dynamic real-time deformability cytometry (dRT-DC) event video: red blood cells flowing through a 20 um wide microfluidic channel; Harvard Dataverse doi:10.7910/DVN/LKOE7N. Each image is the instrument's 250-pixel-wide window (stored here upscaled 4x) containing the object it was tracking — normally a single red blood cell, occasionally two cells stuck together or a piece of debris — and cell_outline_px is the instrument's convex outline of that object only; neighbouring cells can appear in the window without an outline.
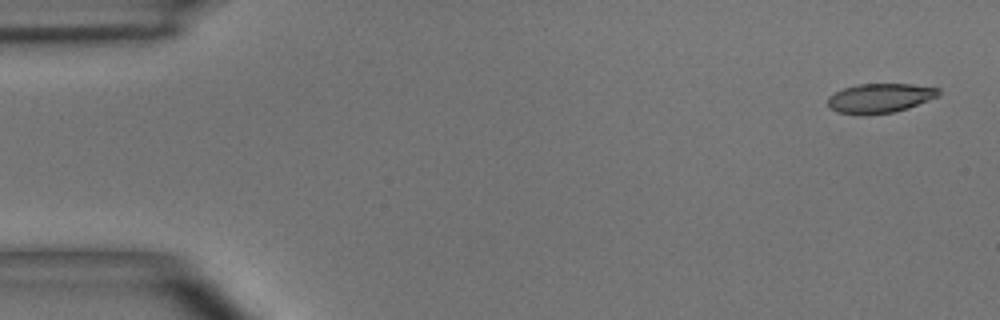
{"species": "common noctule bat (a hibernating species)", "species_latin": "Nyctalus noctula", "temperature_condition": "room temperature", "stored_images_in_passage": 5, "camera_frame_rate_fps": 3000, "um_per_image_px": 0.085, "animal": {"sex": "male", "body_mass_g": 15.6}, "frame": {"image": 1, "passage_image": 1, "time_ms": 0.0, "image_size_px": [1000, 320], "cell_outline_px": [[940, 96], [908, 108], [892, 112], [864, 116], [836, 112], [828, 108], [828, 96], [844, 88], [856, 84], [912, 84], [940, 88]], "centroid_in_image_um": [74.78, 8.35], "position_along_channel_um": 10.2, "area_um2": 19.31}}
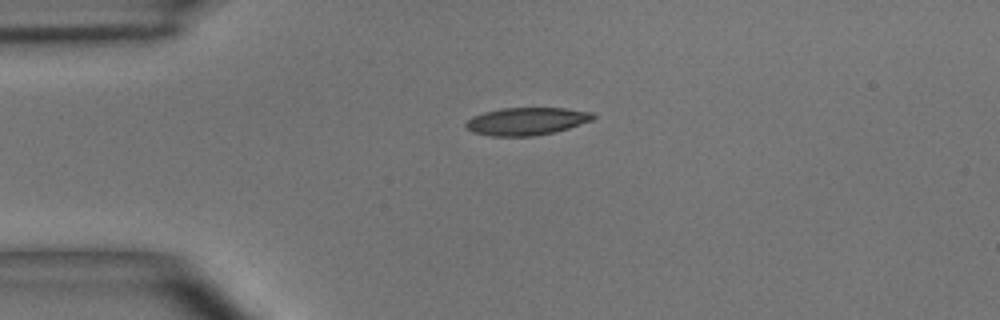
{"frame": {"image": 2, "passage_image": 4, "time_ms": 3.333, "image_size_px": [1000, 320], "cell_outline_px": [[596, 116], [592, 120], [568, 128], [552, 132], [532, 136], [492, 136], [472, 132], [464, 128], [464, 124], [472, 116], [484, 112], [504, 108], [564, 108], [592, 112]], "centroid_in_image_um": [44.72, 10.3], "position_along_channel_um": 40.3, "area_um2": 20.4}}